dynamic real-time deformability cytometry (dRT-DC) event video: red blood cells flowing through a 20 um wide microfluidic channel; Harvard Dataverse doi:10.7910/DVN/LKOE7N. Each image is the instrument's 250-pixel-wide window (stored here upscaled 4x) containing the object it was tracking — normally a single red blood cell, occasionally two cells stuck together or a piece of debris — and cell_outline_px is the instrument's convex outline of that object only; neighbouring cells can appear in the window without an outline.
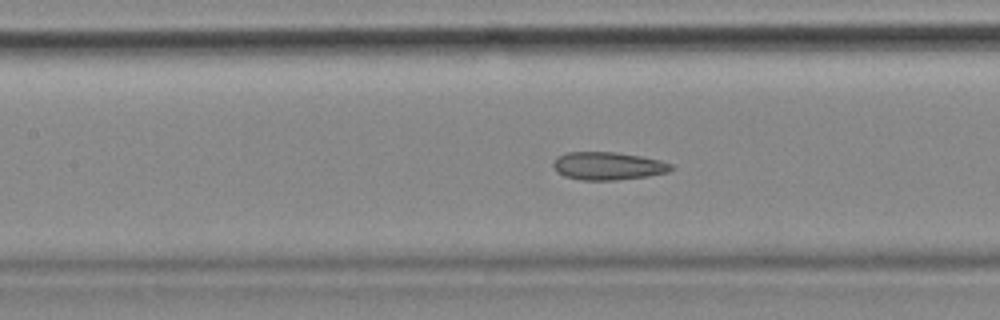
{"species": "common noctule bat (a hibernating species)", "species_latin": "Nyctalus noctula", "temperature_condition": "cold", "stored_images_in_passage": 55, "camera_frame_rate_fps": 3000, "um_per_image_px": 0.085, "animal": {"sex": "female", "body_mass_g": 18.4}, "frame": {"image": 1, "passage_image": 24, "time_ms": 7.667, "image_size_px": [1000, 320], "cell_outline_px": [[676, 168], [668, 172], [648, 176], [612, 180], [584, 180], [564, 176], [556, 172], [552, 164], [556, 156], [568, 152], [616, 152], [640, 156], [660, 160], [672, 164]], "centroid_in_image_um": [51.67, 14.1], "position_along_channel_um": 155.7, "area_um2": 19.25}, "authors_computed_cell_mechanics": {"area_um2": 20.2878, "velocity_mm_per_s": 3.556, "shape_relaxation_time_tau1_ms": null, "shape_relaxation_time_tau2_ms": 3.2586, "deformation_change_tau1": null, "deformation_change_tau2": 0.1116}}